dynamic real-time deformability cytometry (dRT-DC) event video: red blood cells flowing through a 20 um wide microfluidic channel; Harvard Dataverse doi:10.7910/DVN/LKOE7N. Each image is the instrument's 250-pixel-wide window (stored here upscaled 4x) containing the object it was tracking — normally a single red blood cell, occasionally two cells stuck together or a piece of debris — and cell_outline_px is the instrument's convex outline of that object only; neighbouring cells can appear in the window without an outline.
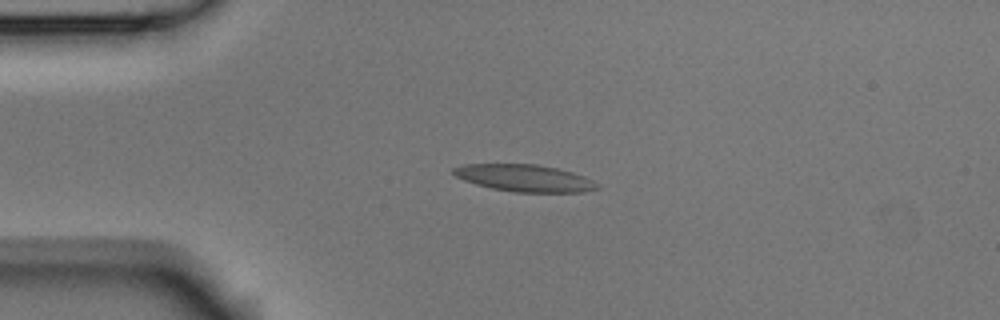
{"species": "Egyptian fruit bat (a non-hibernating species)", "species_latin": "Rousettus aegyptiacus", "temperature_condition": "room temperature", "stored_images_in_passage": 3, "camera_frame_rate_fps": 3000, "um_per_image_px": 0.085, "animal": {"sex": "male"}, "frame": {"image": 1, "passage_image": 2, "time_ms": 0.333, "image_size_px": [1000, 320], "cell_outline_px": [[600, 188], [584, 192], [512, 192], [492, 188], [476, 184], [464, 180], [456, 176], [452, 172], [452, 168], [464, 164], [536, 164], [556, 168], [572, 172], [584, 176], [600, 184]], "centroid_in_image_um": [44.6, 15.14], "position_along_channel_um": 40.4, "area_um2": 22.66}}